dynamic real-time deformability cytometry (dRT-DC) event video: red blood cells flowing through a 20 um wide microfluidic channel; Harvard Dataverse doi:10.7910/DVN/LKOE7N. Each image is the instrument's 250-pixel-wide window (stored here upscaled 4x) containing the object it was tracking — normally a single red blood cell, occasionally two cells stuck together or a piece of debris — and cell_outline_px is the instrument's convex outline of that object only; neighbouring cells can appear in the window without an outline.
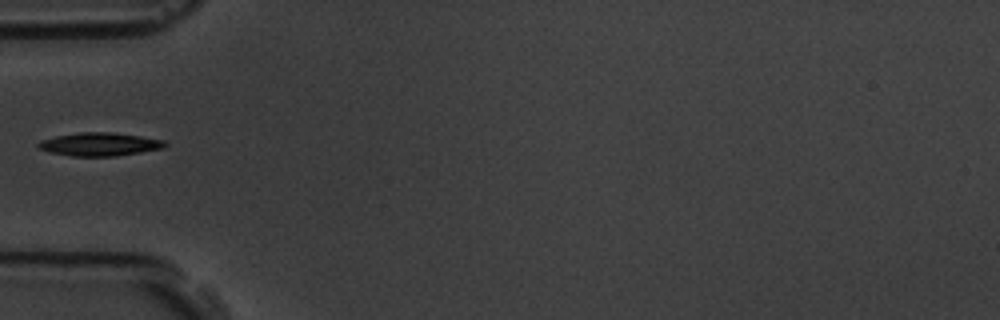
{"species": "common noctule bat (a hibernating species)", "species_latin": "Nyctalus noctula", "temperature_condition": "room temperature", "stored_images_in_passage": 2, "camera_frame_rate_fps": 3000, "um_per_image_px": 0.085, "animal": {"sex": "male", "body_mass_g": 19.5, "forearm_length_mm": 54.6}, "frame": {"image": 1, "passage_image": 1, "time_ms": 0.0, "image_size_px": [1000, 320], "cell_outline_px": [[168, 144], [164, 148], [116, 156], [72, 156], [48, 152], [36, 148], [36, 144], [40, 140], [56, 136], [80, 132], [112, 132], [140, 136], [164, 140]], "centroid_in_image_um": [8.43, 12.26], "position_along_channel_um": 76.6, "area_um2": 17.28}}
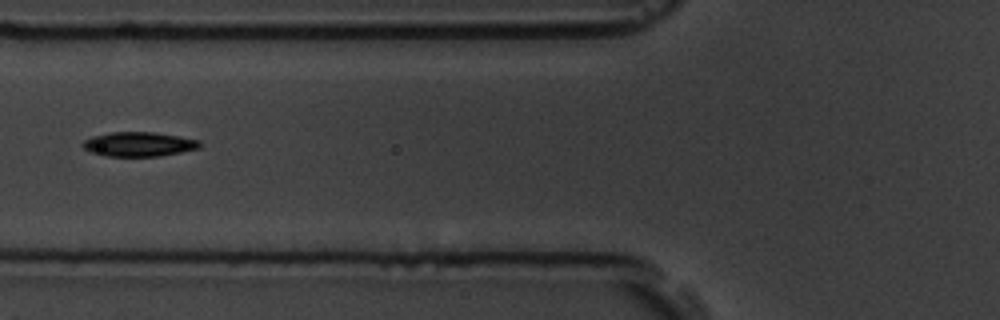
{"frame": {"image": 2, "passage_image": 2, "time_ms": 1.0, "image_size_px": [1000, 320], "cell_outline_px": [[204, 144], [200, 148], [160, 156], [104, 156], [92, 152], [84, 148], [80, 144], [84, 140], [92, 136], [112, 132], [152, 132], [200, 140]], "centroid_in_image_um": [11.81, 12.26], "position_along_channel_um": 114.0, "area_um2": 16.65}}